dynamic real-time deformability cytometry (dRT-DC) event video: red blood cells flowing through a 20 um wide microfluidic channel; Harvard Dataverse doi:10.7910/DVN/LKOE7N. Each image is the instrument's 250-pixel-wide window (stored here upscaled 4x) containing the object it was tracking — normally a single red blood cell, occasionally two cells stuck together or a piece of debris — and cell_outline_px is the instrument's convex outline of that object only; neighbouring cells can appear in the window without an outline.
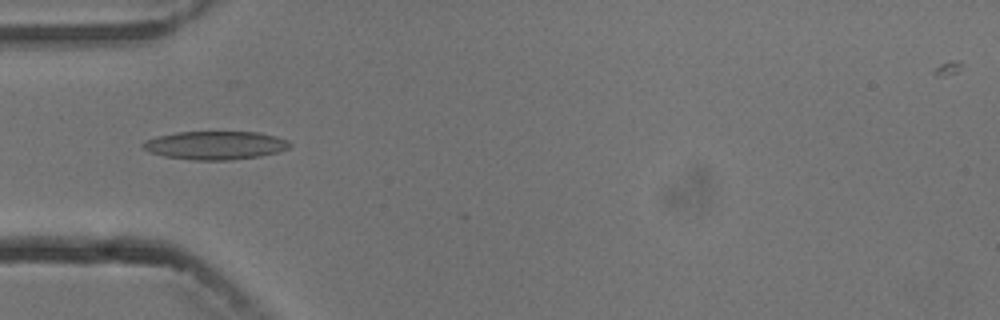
{"species": "common noctule bat (a hibernating species)", "species_latin": "Nyctalus noctula", "temperature_condition": "cold", "stored_images_in_passage": 7, "camera_frame_rate_fps": 3000, "um_per_image_px": 0.085, "animal": {"sex": "male", "body_mass_g": 13.3}, "frame": {"image": 1, "passage_image": 5, "time_ms": 4.667, "image_size_px": [1000, 320], "cell_outline_px": [[292, 144], [288, 148], [276, 152], [260, 156], [228, 160], [192, 160], [164, 156], [148, 152], [140, 144], [144, 140], [156, 136], [176, 132], [260, 132], [276, 136], [288, 140]], "centroid_in_image_um": [18.27, 12.34], "position_along_channel_um": 66.7, "area_um2": 24.39}}
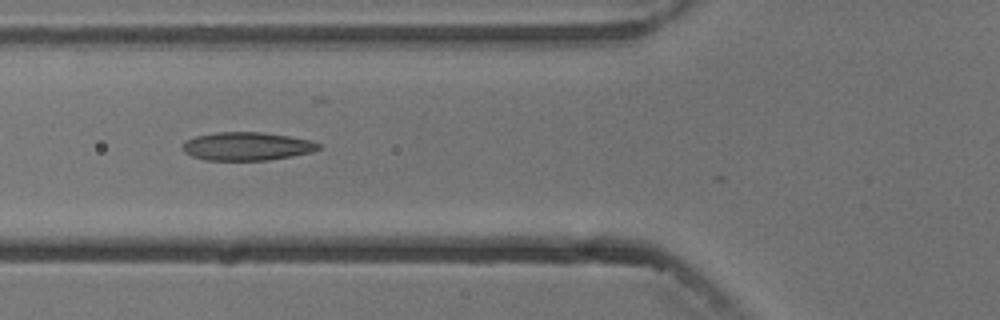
{"frame": {"image": 2, "passage_image": 6, "time_ms": 5.667, "image_size_px": [1000, 320], "cell_outline_px": [[320, 148], [312, 152], [292, 156], [268, 160], [204, 160], [192, 156], [184, 152], [180, 148], [184, 140], [196, 136], [216, 132], [260, 132], [288, 136], [312, 140], [320, 144]], "centroid_in_image_um": [20.95, 12.43], "position_along_channel_um": 104.9, "area_um2": 22.54}}
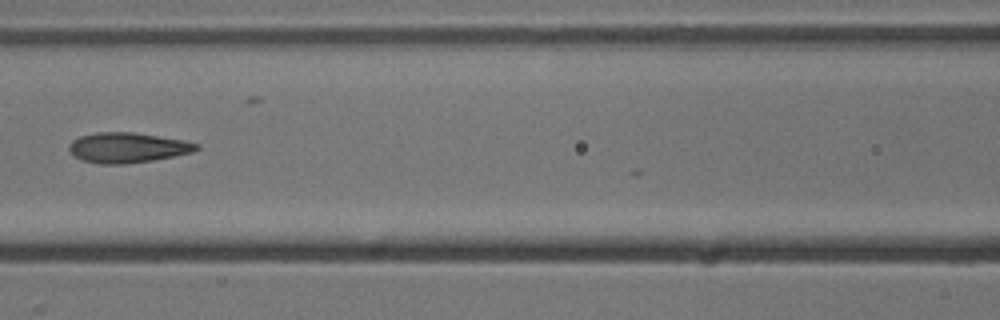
{"frame": {"image": 3, "passage_image": 7, "time_ms": 7.0, "image_size_px": [1000, 320], "cell_outline_px": [[200, 148], [192, 152], [152, 160], [128, 164], [100, 164], [84, 160], [72, 156], [68, 148], [68, 144], [72, 140], [80, 136], [96, 132], [132, 132], [184, 140], [200, 144]], "centroid_in_image_um": [10.81, 12.55], "position_along_channel_um": 155.8, "area_um2": 22.43}}